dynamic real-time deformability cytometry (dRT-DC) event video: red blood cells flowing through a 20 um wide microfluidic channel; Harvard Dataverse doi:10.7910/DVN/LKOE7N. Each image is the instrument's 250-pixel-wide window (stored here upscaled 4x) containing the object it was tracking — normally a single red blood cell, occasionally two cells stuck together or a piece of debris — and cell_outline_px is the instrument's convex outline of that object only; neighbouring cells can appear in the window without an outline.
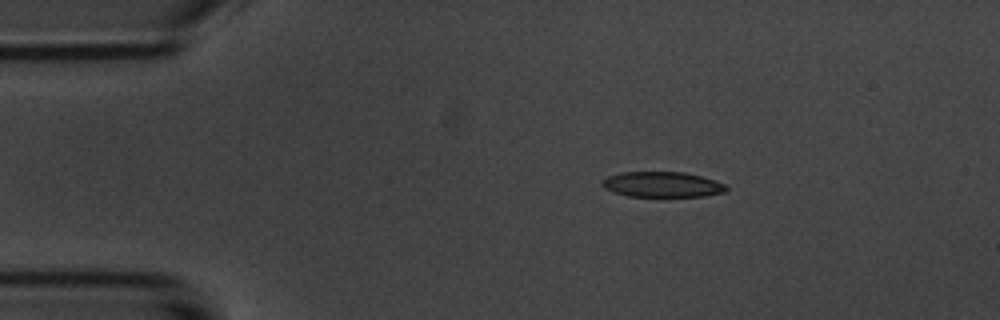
{"species": "common noctule bat (a hibernating species)", "species_latin": "Nyctalus noctula", "temperature_condition": "room temperature", "stored_images_in_passage": 46, "camera_frame_rate_fps": 3000, "um_per_image_px": 0.085, "animal": {"sex": "male", "body_mass_g": 20.1, "forearm_length_mm": 53.5}, "frame": {"image": 1, "passage_image": 1, "time_ms": 0.0, "image_size_px": [1000, 320], "cell_outline_px": [[728, 188], [724, 192], [704, 196], [628, 196], [612, 192], [604, 188], [600, 184], [600, 180], [608, 176], [624, 172], [684, 172], [700, 176], [724, 184]], "centroid_in_image_um": [56.22, 15.68], "position_along_channel_um": 28.8, "area_um2": 18.26}}
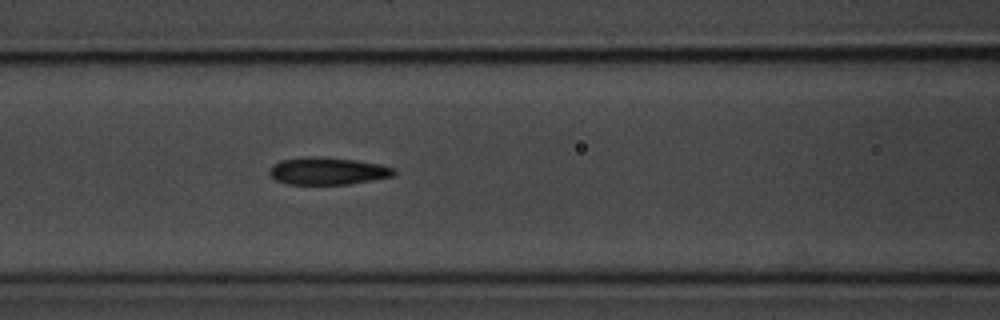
{"frame": {"image": 2, "passage_image": 14, "time_ms": 4.333, "image_size_px": [1000, 320], "cell_outline_px": [[396, 172], [392, 176], [372, 180], [348, 184], [288, 184], [276, 180], [268, 172], [272, 164], [280, 160], [320, 156], [356, 160], [380, 164], [392, 168]], "centroid_in_image_um": [27.83, 14.53], "position_along_channel_um": 138.8, "area_um2": 19.65}}
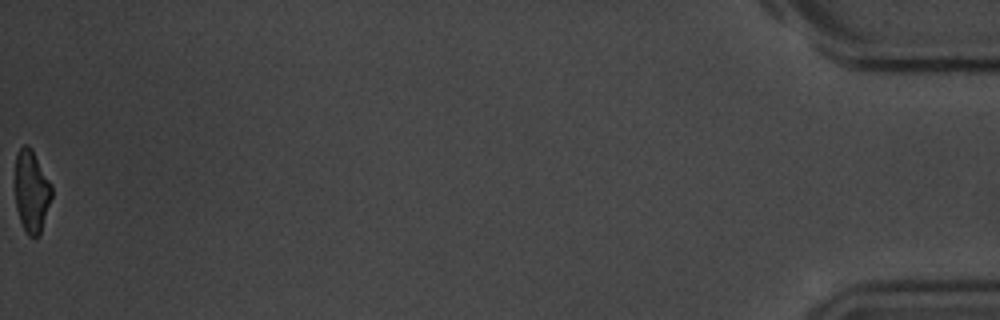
{"frame": {"image": 3, "passage_image": 46, "time_ms": 15.0, "image_size_px": [1000, 320], "cell_outline_px": [[52, 196], [40, 236], [28, 236], [20, 220], [16, 208], [16, 152], [24, 144], [28, 144], [32, 148], [52, 184]], "centroid_in_image_um": [2.7, 16.24], "position_along_channel_um": 432.5, "area_um2": 17.63}, "authors_computed_cell_mechanics": {"area_um2": 19.7676, "velocity_mm_per_s": 3.7103, "shape_relaxation_time_tau1_ms": 4.759, "shape_relaxation_time_tau2_ms": 2.7222, "deformation_change_tau1": 0.1407, "deformation_change_tau2": 0.0978}}